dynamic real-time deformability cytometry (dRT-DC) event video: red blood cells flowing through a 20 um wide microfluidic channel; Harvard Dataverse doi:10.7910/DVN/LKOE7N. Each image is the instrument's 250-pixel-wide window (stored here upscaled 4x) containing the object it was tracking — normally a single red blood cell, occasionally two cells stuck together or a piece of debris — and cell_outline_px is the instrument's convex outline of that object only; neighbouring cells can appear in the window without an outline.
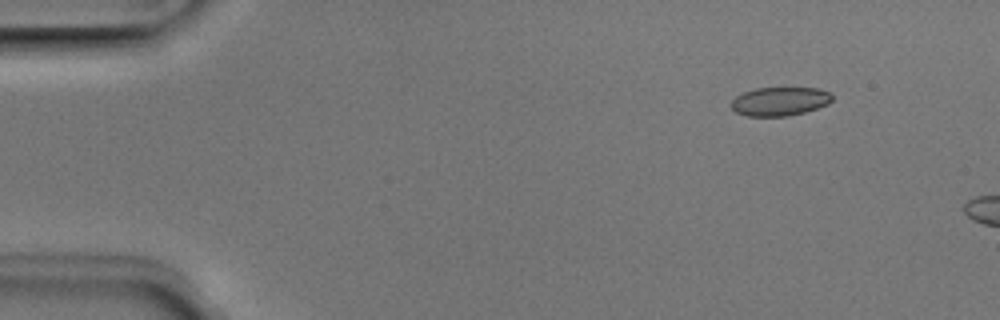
{"species": "Egyptian fruit bat (a non-hibernating species)", "species_latin": "Rousettus aegyptiacus", "temperature_condition": "room temperature", "stored_images_in_passage": 3, "camera_frame_rate_fps": 3000, "um_per_image_px": 0.085, "animal": {"sex": "male"}, "frame": {"image": 1, "passage_image": 2, "time_ms": 0.333, "image_size_px": [1000, 320], "cell_outline_px": [[832, 100], [828, 104], [804, 112], [788, 116], [748, 116], [736, 112], [732, 108], [732, 100], [736, 96], [744, 92], [756, 88], [820, 88], [828, 92], [832, 96]], "centroid_in_image_um": [66.29, 8.61], "position_along_channel_um": 18.7, "area_um2": 16.76}}